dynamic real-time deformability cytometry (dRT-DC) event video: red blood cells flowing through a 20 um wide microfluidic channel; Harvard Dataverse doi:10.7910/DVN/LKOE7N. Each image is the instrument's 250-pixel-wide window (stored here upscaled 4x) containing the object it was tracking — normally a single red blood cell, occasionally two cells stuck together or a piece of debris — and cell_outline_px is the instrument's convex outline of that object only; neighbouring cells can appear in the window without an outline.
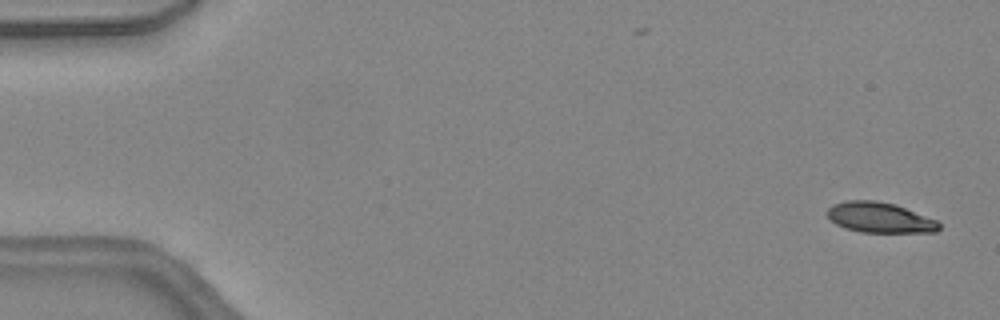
{"species": "common noctule bat (a hibernating species)", "species_latin": "Nyctalus noctula", "temperature_condition": "warm", "stored_images_in_passage": 5, "camera_frame_rate_fps": 3000, "um_per_image_px": 0.085, "animal": {"sex": "female", "body_mass_g": 24.6, "forearm_length_mm": 56.2}, "frame": {"image": 1, "passage_image": 2, "time_ms": 0.333, "image_size_px": [1000, 320], "cell_outline_px": [[940, 228], [936, 232], [860, 232], [844, 228], [836, 224], [824, 212], [832, 204], [844, 200], [872, 200], [896, 204], [936, 220], [940, 224]], "centroid_in_image_um": [74.74, 18.48], "position_along_channel_um": 10.3, "area_um2": 19.88}}